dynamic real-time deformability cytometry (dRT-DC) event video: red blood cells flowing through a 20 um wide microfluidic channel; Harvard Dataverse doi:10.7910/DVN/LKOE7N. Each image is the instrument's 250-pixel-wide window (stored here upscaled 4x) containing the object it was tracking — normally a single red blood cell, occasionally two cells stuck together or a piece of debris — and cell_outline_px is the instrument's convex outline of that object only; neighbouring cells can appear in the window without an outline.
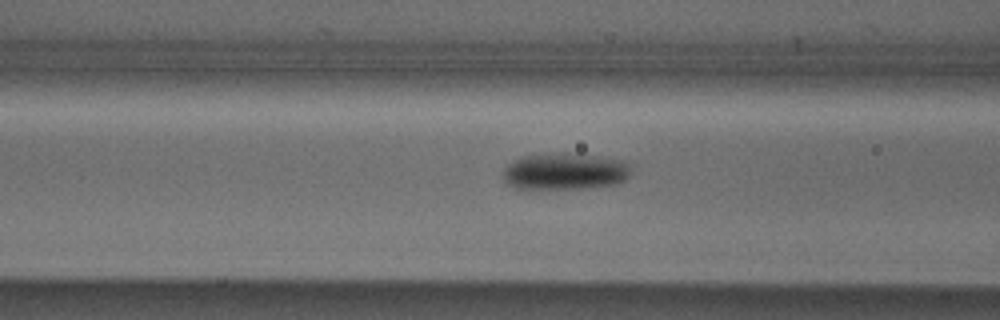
{"species": "Egyptian fruit bat (a non-hibernating species)", "species_latin": "Rousettus aegyptiacus", "temperature_condition": "cold", "stored_images_in_passage": 39, "camera_frame_rate_fps": 3000, "um_per_image_px": 0.085, "animal": {"sex": "male"}, "frame": {"image": 1, "passage_image": 15, "time_ms": 4.667, "image_size_px": [1000, 320], "cell_outline_px": [[628, 176], [624, 180], [612, 184], [580, 188], [516, 188], [508, 184], [504, 180], [504, 172], [516, 160], [524, 156], [560, 152], [596, 156], [624, 160], [628, 164]], "centroid_in_image_um": [48.03, 14.56], "position_along_channel_um": 118.6, "area_um2": 26.59}}
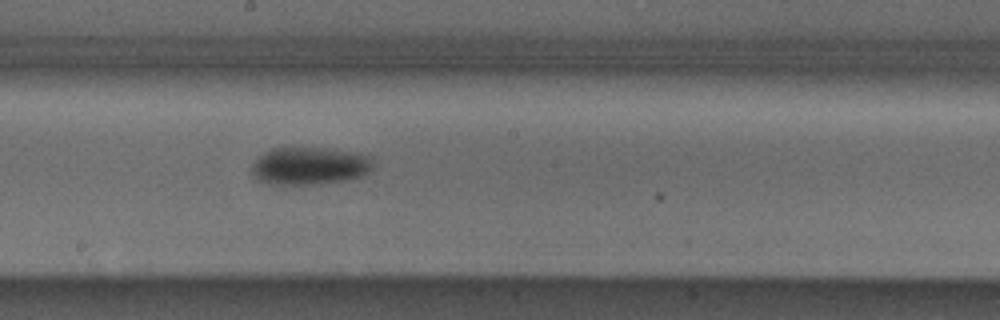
{"frame": {"image": 2, "passage_image": 23, "time_ms": 7.333, "image_size_px": [1000, 320], "cell_outline_px": [[372, 168], [368, 172], [360, 176], [344, 180], [320, 184], [268, 184], [256, 180], [252, 172], [252, 164], [264, 152], [272, 148], [328, 148], [372, 156]], "centroid_in_image_um": [26.29, 14.1], "position_along_channel_um": 221.9, "area_um2": 26.53}}
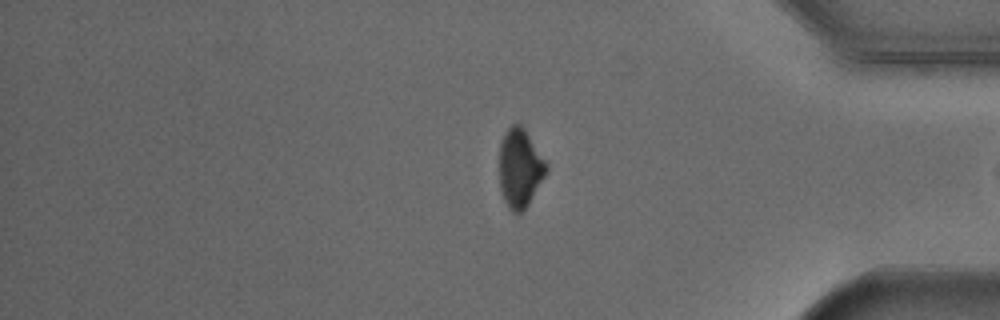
{"frame": {"image": 3, "passage_image": 38, "time_ms": 12.333, "image_size_px": [1000, 320], "cell_outline_px": [[548, 168], [544, 176], [528, 204], [520, 212], [512, 212], [508, 208], [504, 200], [500, 188], [500, 140], [504, 132], [512, 124], [520, 124], [524, 128], [548, 164]], "centroid_in_image_um": [44.18, 14.26], "position_along_channel_um": 391.0, "area_um2": 21.33}}